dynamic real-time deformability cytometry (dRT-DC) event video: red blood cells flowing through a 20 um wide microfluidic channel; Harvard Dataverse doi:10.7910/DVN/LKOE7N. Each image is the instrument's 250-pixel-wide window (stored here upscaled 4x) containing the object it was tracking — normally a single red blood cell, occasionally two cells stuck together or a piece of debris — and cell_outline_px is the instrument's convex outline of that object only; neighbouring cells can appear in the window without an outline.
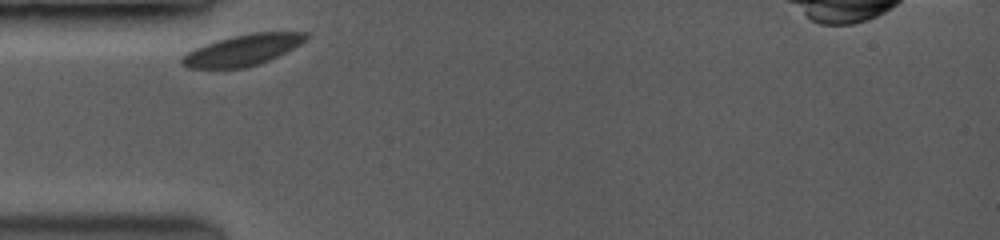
{"species": "common noctule bat (a hibernating species)", "species_latin": "Nyctalus noctula", "temperature_condition": "room temperature", "stored_images_in_passage": 17, "camera_frame_rate_fps": 3500, "um_per_image_px": 0.085, "animal": {"sex": "female", "body_mass_g": 19.0, "forearm_length_mm": 53.3}, "frame": {"image": 1, "passage_image": 1, "time_ms": 0.0, "image_size_px": [1000, 240], "cell_outline_px": [[308, 36], [300, 44], [260, 64], [244, 68], [188, 68], [180, 64], [180, 56], [204, 44], [216, 40], [232, 36], [252, 32], [308, 32]], "centroid_in_image_um": [20.57, 4.26], "position_along_channel_um": 64.4, "area_um2": 22.31}}
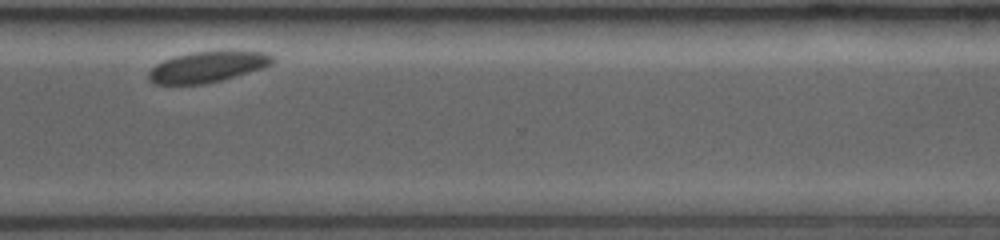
{"frame": {"image": 2, "passage_image": 15, "time_ms": 8.0, "image_size_px": [1000, 240], "cell_outline_px": [[276, 60], [272, 64], [248, 72], [220, 80], [204, 84], [156, 84], [148, 76], [148, 72], [156, 64], [164, 60], [176, 56], [192, 52], [224, 48], [232, 48], [268, 52], [276, 56]], "centroid_in_image_um": [17.75, 5.61], "position_along_channel_um": 352.8, "area_um2": 22.95}}
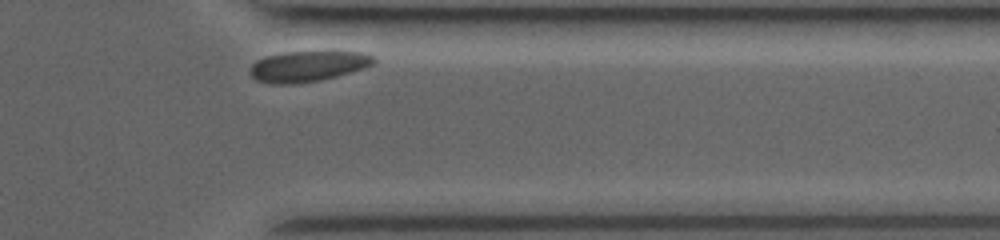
{"frame": {"image": 3, "passage_image": 17, "time_ms": 8.857, "image_size_px": [1000, 240], "cell_outline_px": [[376, 60], [372, 64], [364, 68], [336, 76], [320, 80], [288, 84], [272, 84], [256, 80], [252, 76], [252, 64], [256, 60], [268, 56], [284, 52], [328, 48], [332, 48], [368, 52], [376, 56]], "centroid_in_image_um": [26.3, 5.55], "position_along_channel_um": 385.1, "area_um2": 23.12}}